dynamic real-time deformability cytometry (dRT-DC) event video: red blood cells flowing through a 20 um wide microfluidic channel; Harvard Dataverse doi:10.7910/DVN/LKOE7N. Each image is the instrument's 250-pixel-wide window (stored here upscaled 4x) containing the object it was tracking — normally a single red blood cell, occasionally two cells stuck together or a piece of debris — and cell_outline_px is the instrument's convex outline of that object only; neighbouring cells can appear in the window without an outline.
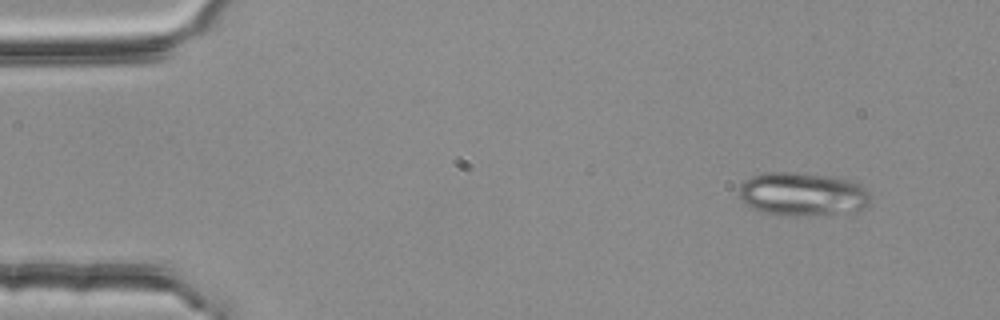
{"species": "common noctule bat (a hibernating species)", "species_latin": "Nyctalus noctula", "temperature_condition": "room temperature", "stored_images_in_passage": 3, "camera_frame_rate_fps": 3000, "um_per_image_px": 0.085, "animal": {"sex": "female", "body_mass_g": 25.1}, "frame": {"image": 1, "passage_image": 1, "time_ms": 0.0, "image_size_px": [1000, 320], "cell_outline_px": [[872, 204], [860, 208], [808, 216], [780, 216], [760, 212], [744, 204], [740, 196], [740, 184], [744, 180], [752, 176], [768, 172], [792, 172], [836, 176], [856, 180], [868, 192]], "centroid_in_image_um": [68.19, 16.48], "position_along_channel_um": 16.8, "area_um2": 33.58}}